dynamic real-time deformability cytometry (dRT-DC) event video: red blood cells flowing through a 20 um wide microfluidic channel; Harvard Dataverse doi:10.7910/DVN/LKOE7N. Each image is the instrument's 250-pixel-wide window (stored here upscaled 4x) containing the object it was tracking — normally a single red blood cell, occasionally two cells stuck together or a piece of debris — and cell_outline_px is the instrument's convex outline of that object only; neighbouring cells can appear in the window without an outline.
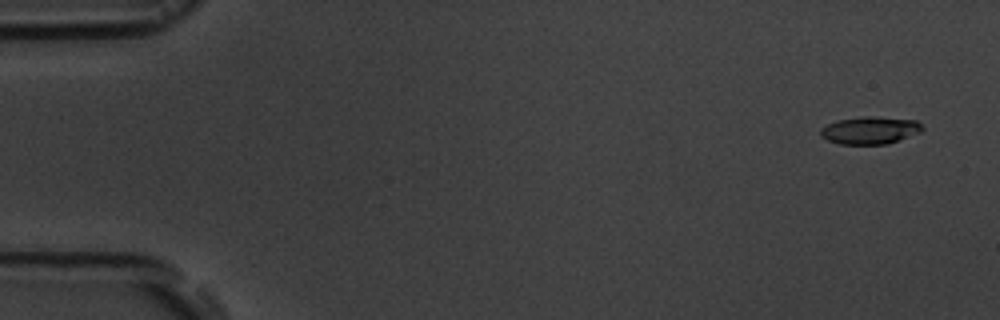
{"species": "common noctule bat (a hibernating species)", "species_latin": "Nyctalus noctula", "temperature_condition": "room temperature", "stored_images_in_passage": 5, "camera_frame_rate_fps": 3000, "um_per_image_px": 0.085, "animal": {"sex": "male", "body_mass_g": 19.5, "forearm_length_mm": 54.6}, "frame": {"image": 1, "passage_image": 1, "time_ms": 0.0, "image_size_px": [1000, 320], "cell_outline_px": [[924, 128], [920, 132], [888, 144], [840, 144], [828, 140], [820, 136], [820, 128], [836, 120], [864, 116], [872, 116], [916, 120]], "centroid_in_image_um": [73.93, 11.07], "position_along_channel_um": 11.1, "area_um2": 16.3}}
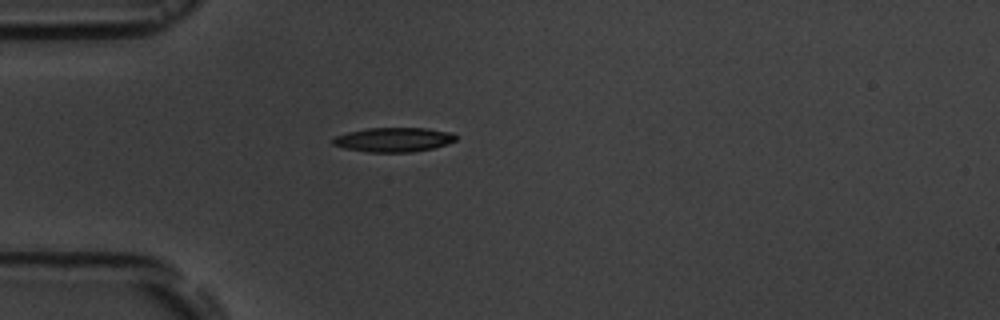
{"frame": {"image": 2, "passage_image": 5, "time_ms": 4.333, "image_size_px": [1000, 320], "cell_outline_px": [[456, 140], [448, 144], [432, 148], [412, 152], [368, 152], [344, 148], [332, 144], [332, 140], [336, 136], [348, 132], [364, 128], [428, 128], [452, 132], [456, 136]], "centroid_in_image_um": [33.47, 11.86], "position_along_channel_um": 51.5, "area_um2": 17.51}}